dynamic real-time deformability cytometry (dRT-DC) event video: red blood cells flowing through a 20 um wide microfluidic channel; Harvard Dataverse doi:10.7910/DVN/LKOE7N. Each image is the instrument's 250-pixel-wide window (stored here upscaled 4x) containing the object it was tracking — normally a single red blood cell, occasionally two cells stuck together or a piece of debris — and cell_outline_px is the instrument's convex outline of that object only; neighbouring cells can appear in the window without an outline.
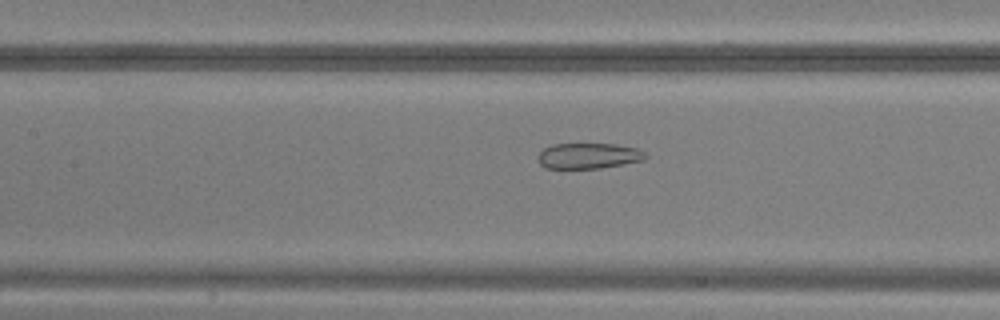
{"species": "common noctule bat (a hibernating species)", "species_latin": "Nyctalus noctula", "temperature_condition": "warm", "stored_images_in_passage": 49, "camera_frame_rate_fps": 3000, "um_per_image_px": 0.085, "animal": {"sex": "male", "body_mass_g": 20.5, "forearm_length_mm": 52.5}, "frame": {"image": 1, "passage_image": 23, "time_ms": 7.333, "image_size_px": [1000, 320], "cell_outline_px": [[648, 156], [644, 160], [600, 168], [544, 168], [540, 164], [536, 156], [544, 148], [552, 144], [616, 144], [636, 148], [644, 152]], "centroid_in_image_um": [50.0, 13.24], "position_along_channel_um": 157.4, "area_um2": 16.07}}
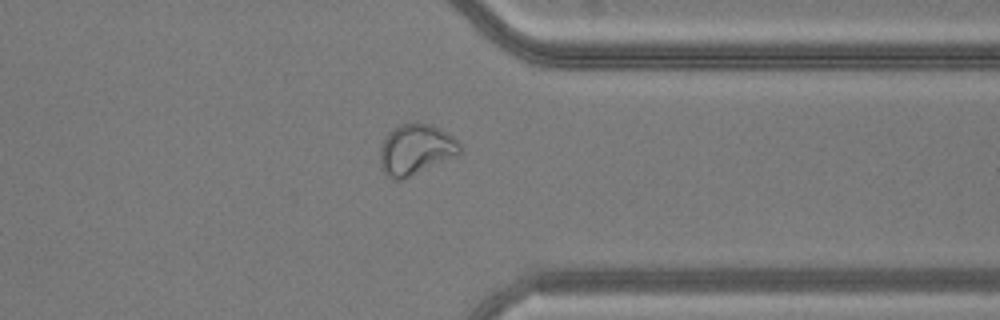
{"frame": {"image": 2, "passage_image": 39, "time_ms": 12.667, "image_size_px": [1000, 320], "cell_outline_px": [[460, 152], [456, 156], [404, 180], [392, 180], [384, 172], [380, 164], [380, 148], [384, 136], [392, 128], [400, 124], [416, 120], [432, 124], [448, 132], [460, 144]], "centroid_in_image_um": [35.32, 12.68], "position_along_channel_um": 376.1, "area_um2": 24.22}}
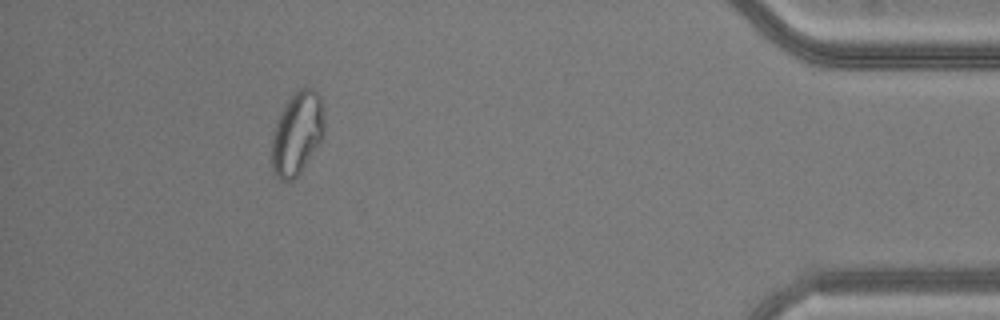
{"frame": {"image": 3, "passage_image": 45, "time_ms": 14.667, "image_size_px": [1000, 320], "cell_outline_px": [[324, 136], [300, 172], [292, 180], [280, 180], [272, 172], [272, 140], [276, 120], [284, 104], [304, 84], [312, 88], [320, 96], [324, 120]], "centroid_in_image_um": [25.25, 11.31], "position_along_channel_um": 410.0, "area_um2": 25.43}}